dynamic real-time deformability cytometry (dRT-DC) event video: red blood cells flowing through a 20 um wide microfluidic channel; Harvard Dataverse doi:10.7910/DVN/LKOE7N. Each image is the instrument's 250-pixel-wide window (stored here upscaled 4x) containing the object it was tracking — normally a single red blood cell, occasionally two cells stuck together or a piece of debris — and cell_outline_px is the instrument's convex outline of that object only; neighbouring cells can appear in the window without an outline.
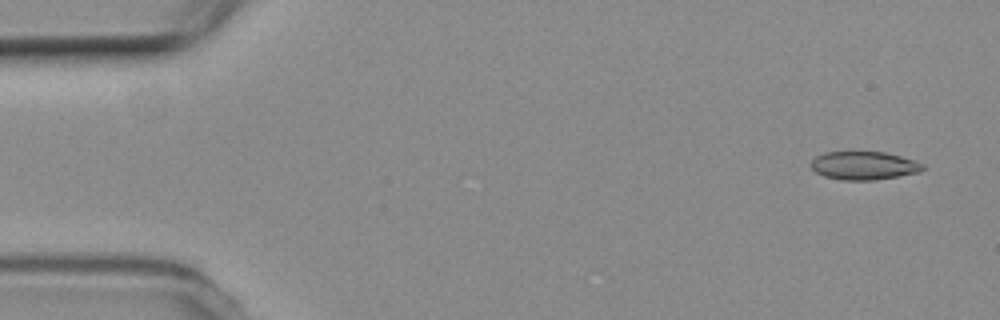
{"species": "common noctule bat (a hibernating species)", "species_latin": "Nyctalus noctula", "temperature_condition": "room temperature", "stored_images_in_passage": 5, "camera_frame_rate_fps": 3000, "um_per_image_px": 0.085, "animal": {"sex": "female", "body_mass_g": 19.3, "forearm_length_mm": 54.1}, "frame": {"image": 1, "passage_image": 1, "time_ms": 0.0, "image_size_px": [1000, 320], "cell_outline_px": [[924, 168], [920, 172], [876, 180], [840, 180], [824, 176], [816, 172], [812, 168], [812, 160], [816, 156], [824, 152], [884, 152], [916, 160], [924, 164]], "centroid_in_image_um": [73.45, 14.08], "position_along_channel_um": 11.5, "area_um2": 18.44}}
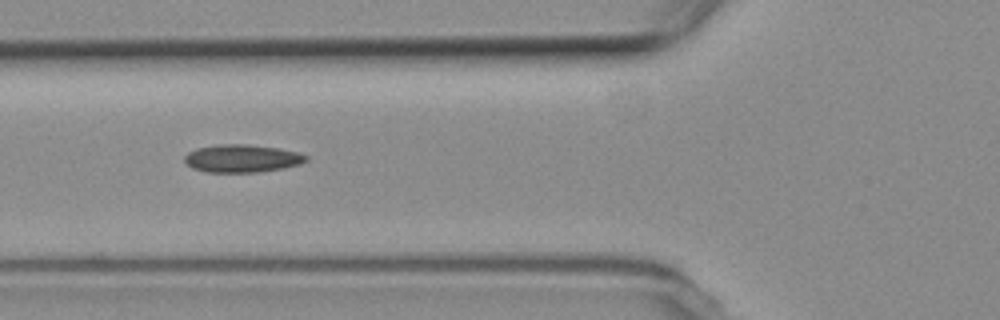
{"frame": {"image": 2, "passage_image": 4, "time_ms": 6.0, "image_size_px": [1000, 320], "cell_outline_px": [[308, 160], [300, 164], [284, 168], [260, 172], [204, 172], [192, 168], [184, 160], [184, 156], [188, 152], [196, 148], [216, 144], [248, 144], [280, 148], [300, 152], [308, 156]], "centroid_in_image_um": [20.59, 13.46], "position_along_channel_um": 105.2, "area_um2": 20.0}}
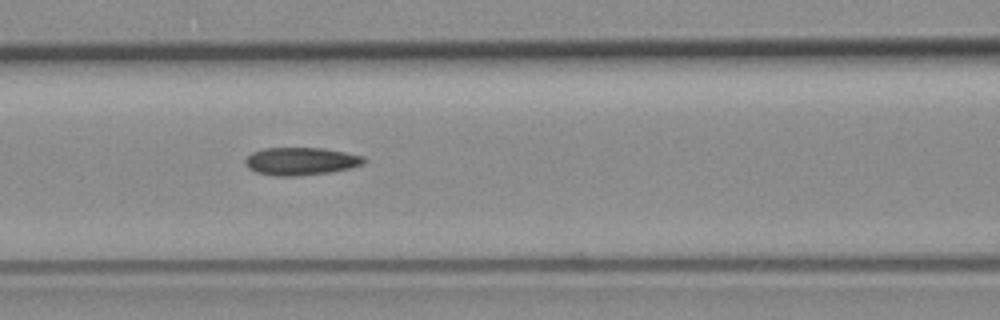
{"frame": {"image": 3, "passage_image": 5, "time_ms": 7.0, "image_size_px": [1000, 320], "cell_outline_px": [[368, 160], [364, 164], [352, 168], [332, 172], [296, 176], [276, 176], [256, 172], [248, 168], [244, 164], [244, 160], [252, 152], [264, 148], [324, 148], [364, 156]], "centroid_in_image_um": [25.6, 13.71], "position_along_channel_um": 141.0, "area_um2": 19.42}}